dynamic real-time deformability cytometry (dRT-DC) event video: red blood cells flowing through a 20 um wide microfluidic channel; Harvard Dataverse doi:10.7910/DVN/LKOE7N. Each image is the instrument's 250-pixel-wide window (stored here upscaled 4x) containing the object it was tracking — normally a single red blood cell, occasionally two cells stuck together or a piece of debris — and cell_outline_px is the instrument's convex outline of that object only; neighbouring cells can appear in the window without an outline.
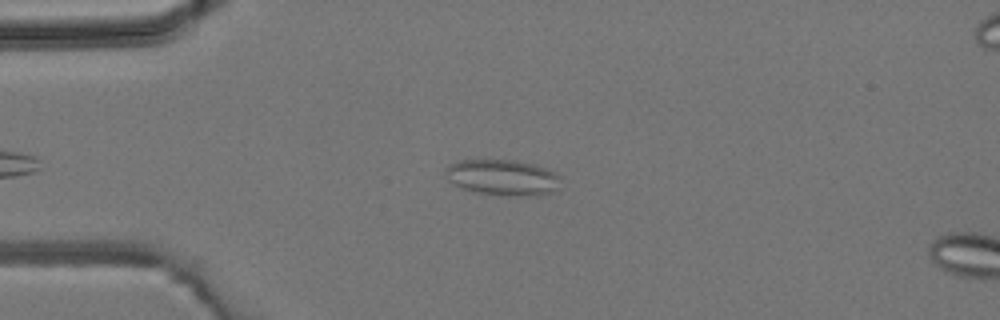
{"species": "common noctule bat (a hibernating species)", "species_latin": "Nyctalus noctula", "temperature_condition": "room temperature", "stored_images_in_passage": 2, "camera_frame_rate_fps": 3000, "um_per_image_px": 0.085, "animal": {"sex": "male", "body_mass_g": 19.2, "forearm_length_mm": 51.8}, "frame": {"image": 1, "passage_image": 1, "time_ms": 0.0, "image_size_px": [1000, 320], "cell_outline_px": [[560, 188], [556, 192], [540, 196], [500, 196], [476, 192], [460, 188], [444, 172], [444, 168], [448, 164], [460, 160], [516, 160], [536, 164], [548, 168], [556, 172], [560, 176]], "centroid_in_image_um": [42.81, 15.1], "position_along_channel_um": 42.2, "area_um2": 24.74}}